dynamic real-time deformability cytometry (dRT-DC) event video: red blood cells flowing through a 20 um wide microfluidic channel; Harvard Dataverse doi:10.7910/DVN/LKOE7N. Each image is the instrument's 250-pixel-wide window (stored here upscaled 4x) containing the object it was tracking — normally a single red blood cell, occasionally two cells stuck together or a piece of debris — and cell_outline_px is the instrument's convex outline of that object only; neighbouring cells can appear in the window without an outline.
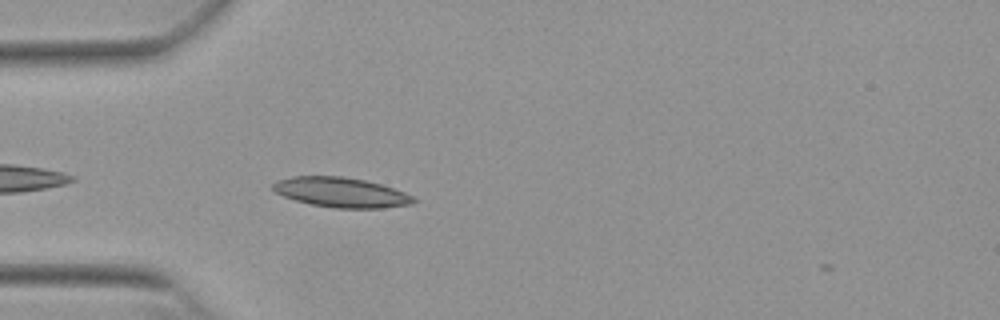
{"species": "Egyptian fruit bat (a non-hibernating species)", "species_latin": "Rousettus aegyptiacus", "temperature_condition": "warm", "stored_images_in_passage": 12, "camera_frame_rate_fps": 3000, "um_per_image_px": 0.085, "animal": {"sex": "female"}, "frame": {"image": 1, "passage_image": 5, "time_ms": 1.333, "image_size_px": [1000, 320], "cell_outline_px": [[416, 200], [412, 204], [380, 208], [336, 208], [312, 204], [296, 200], [284, 196], [276, 192], [272, 188], [272, 184], [280, 180], [292, 176], [344, 176], [364, 180], [380, 184], [404, 192], [412, 196]], "centroid_in_image_um": [28.99, 16.35], "position_along_channel_um": 56.0, "area_um2": 24.16}}
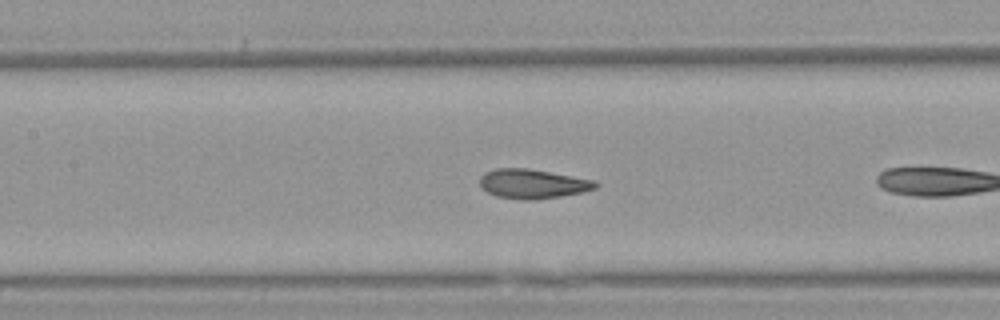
{"frame": {"image": 2, "passage_image": 11, "time_ms": 3.333, "image_size_px": [1000, 320], "cell_outline_px": [[600, 184], [596, 188], [584, 192], [536, 200], [524, 200], [496, 196], [480, 188], [480, 176], [484, 172], [496, 168], [528, 168], [596, 180]], "centroid_in_image_um": [45.28, 15.62], "position_along_channel_um": 162.1, "area_um2": 20.06}}